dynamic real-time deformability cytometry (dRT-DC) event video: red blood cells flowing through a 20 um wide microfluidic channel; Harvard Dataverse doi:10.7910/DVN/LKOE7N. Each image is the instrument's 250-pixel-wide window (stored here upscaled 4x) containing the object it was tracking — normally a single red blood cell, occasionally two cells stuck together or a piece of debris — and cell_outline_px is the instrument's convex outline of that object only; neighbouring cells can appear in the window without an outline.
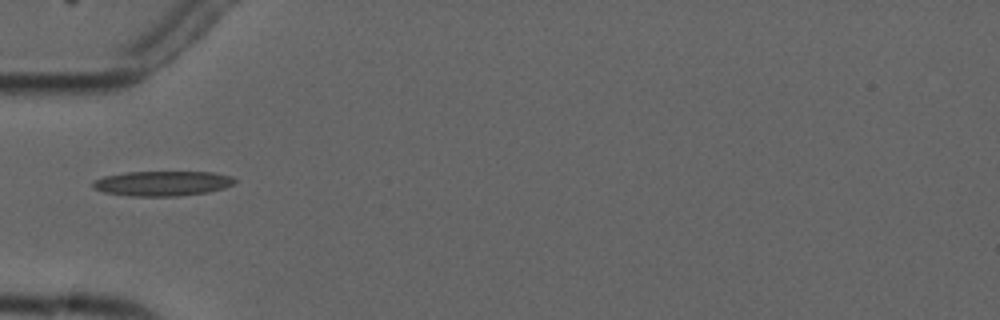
{"species": "common noctule bat (a hibernating species)", "species_latin": "Nyctalus noctula", "temperature_condition": "cold", "stored_images_in_passage": 2, "camera_frame_rate_fps": 3000, "um_per_image_px": 0.085, "animal": {"sex": "male", "forearm_length_mm": 52.5}, "frame": {"image": 1, "passage_image": 1, "time_ms": 0.0, "image_size_px": [1000, 320], "cell_outline_px": [[236, 184], [224, 188], [208, 192], [180, 196], [132, 196], [104, 192], [92, 188], [92, 184], [96, 180], [104, 176], [128, 172], [212, 172], [232, 176], [236, 180]], "centroid_in_image_um": [13.85, 15.59], "position_along_channel_um": 71.2, "area_um2": 20.63}}